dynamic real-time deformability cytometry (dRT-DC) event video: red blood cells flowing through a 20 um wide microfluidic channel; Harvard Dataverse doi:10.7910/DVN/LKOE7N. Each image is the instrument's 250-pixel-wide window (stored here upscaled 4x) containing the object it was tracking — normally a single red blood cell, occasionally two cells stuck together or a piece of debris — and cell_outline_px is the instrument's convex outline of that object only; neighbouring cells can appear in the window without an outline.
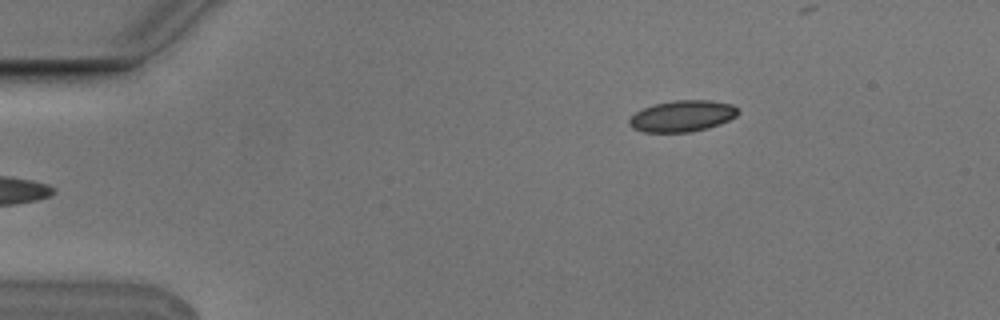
{"species": "Egyptian fruit bat (a non-hibernating species)", "species_latin": "Rousettus aegyptiacus", "temperature_condition": "cold", "stored_images_in_passage": 5, "camera_frame_rate_fps": 3000, "um_per_image_px": 0.085, "animal": {"sex": "male"}, "frame": {"image": 1, "passage_image": 5, "time_ms": 1.333, "image_size_px": [1000, 320], "cell_outline_px": [[740, 112], [736, 116], [720, 124], [708, 128], [692, 132], [644, 132], [632, 128], [628, 124], [628, 120], [636, 112], [652, 104], [672, 100], [712, 100], [732, 104]], "centroid_in_image_um": [57.99, 9.86], "position_along_channel_um": 27.0, "area_um2": 20.0}}